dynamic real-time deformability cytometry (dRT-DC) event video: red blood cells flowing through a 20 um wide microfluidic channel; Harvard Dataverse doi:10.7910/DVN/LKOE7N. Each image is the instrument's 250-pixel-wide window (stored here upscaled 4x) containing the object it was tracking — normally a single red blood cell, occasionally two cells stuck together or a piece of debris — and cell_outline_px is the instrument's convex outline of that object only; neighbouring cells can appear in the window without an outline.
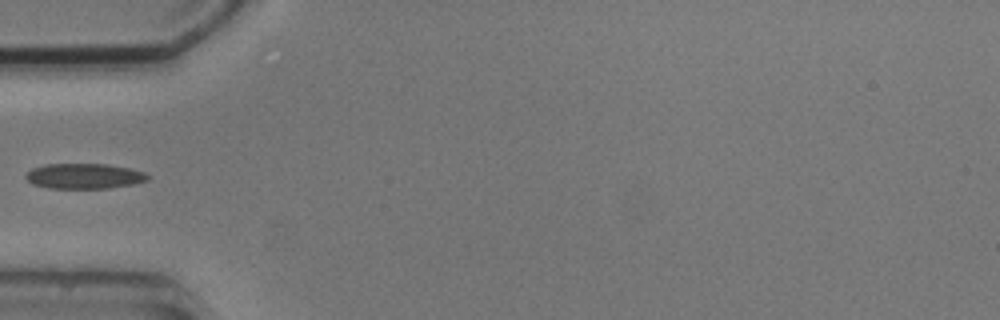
{"species": "common noctule bat (a hibernating species)", "species_latin": "Nyctalus noctula", "temperature_condition": "cold", "stored_images_in_passage": 1, "camera_frame_rate_fps": 3000, "um_per_image_px": 0.085, "animal": {"sex": "male", "body_mass_g": 20.5, "forearm_length_mm": 52.5}, "frame": {"image": 1, "passage_image": 1, "time_ms": 0.0, "image_size_px": [1000, 320], "cell_outline_px": [[148, 180], [132, 184], [108, 188], [48, 188], [32, 184], [24, 176], [32, 168], [44, 164], [108, 164], [128, 168], [144, 172], [148, 176]], "centroid_in_image_um": [7.12, 14.96], "position_along_channel_um": 77.9, "area_um2": 17.86}}